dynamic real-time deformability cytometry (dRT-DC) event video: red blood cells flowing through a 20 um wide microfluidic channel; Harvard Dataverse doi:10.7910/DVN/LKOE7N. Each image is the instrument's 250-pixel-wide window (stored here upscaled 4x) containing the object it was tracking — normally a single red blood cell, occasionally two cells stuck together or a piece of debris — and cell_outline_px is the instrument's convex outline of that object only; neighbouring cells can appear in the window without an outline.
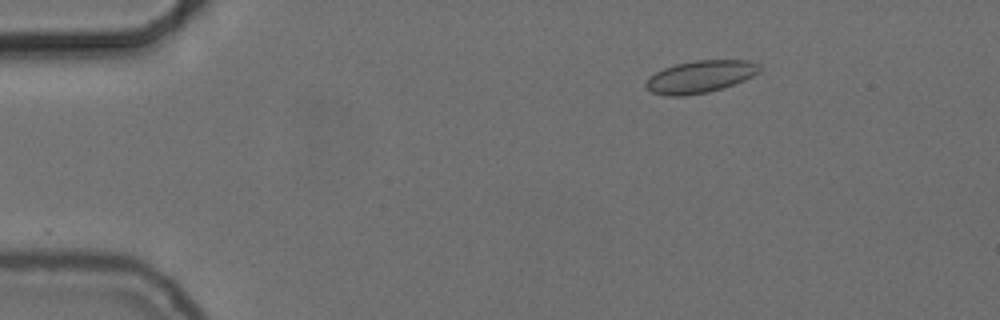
{"species": "common noctule bat (a hibernating species)", "species_latin": "Nyctalus noctula", "temperature_condition": "cold", "stored_images_in_passage": 32, "camera_frame_rate_fps": 3000, "um_per_image_px": 0.085, "animal": {"sex": "female", "body_mass_g": 24.6, "forearm_length_mm": 56.2}, "frame": {"image": 1, "passage_image": 2, "time_ms": 0.333, "image_size_px": [1000, 320], "cell_outline_px": [[760, 72], [744, 80], [708, 92], [684, 96], [664, 96], [652, 92], [644, 84], [648, 76], [664, 68], [676, 64], [696, 60], [748, 60], [760, 64]], "centroid_in_image_um": [59.49, 6.51], "position_along_channel_um": 25.5, "area_um2": 21.33}}
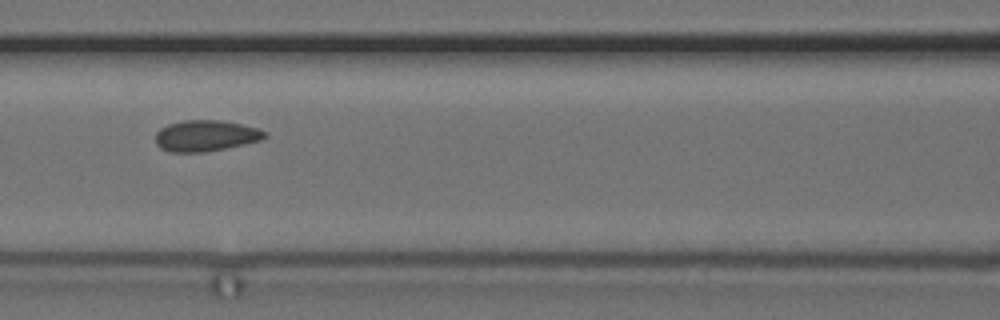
{"frame": {"image": 2, "passage_image": 18, "time_ms": 5.667, "image_size_px": [1000, 320], "cell_outline_px": [[268, 136], [260, 140], [244, 144], [204, 152], [168, 152], [160, 148], [156, 144], [156, 132], [160, 128], [168, 124], [184, 120], [220, 120], [260, 128], [268, 132]], "centroid_in_image_um": [17.49, 11.53], "position_along_channel_um": 149.1, "area_um2": 19.88}}
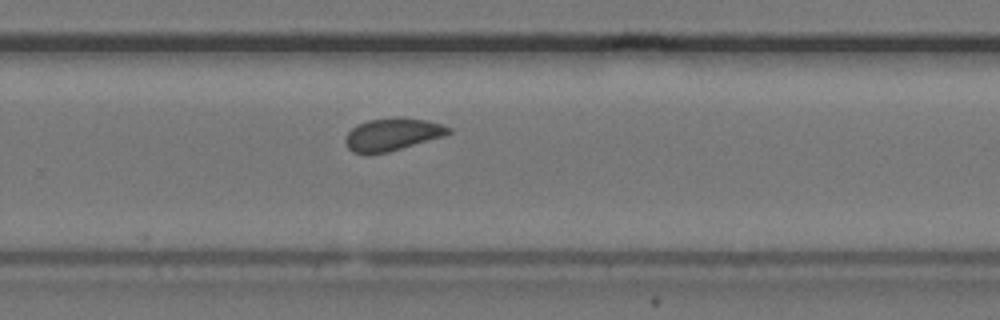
{"frame": {"image": 3, "passage_image": 30, "time_ms": 9.667, "image_size_px": [1000, 320], "cell_outline_px": [[452, 132], [444, 136], [388, 152], [368, 156], [352, 152], [348, 148], [344, 140], [348, 132], [356, 124], [368, 120], [424, 120], [440, 124], [452, 128]], "centroid_in_image_um": [33.29, 11.49], "position_along_channel_um": 296.5, "area_um2": 19.07}}